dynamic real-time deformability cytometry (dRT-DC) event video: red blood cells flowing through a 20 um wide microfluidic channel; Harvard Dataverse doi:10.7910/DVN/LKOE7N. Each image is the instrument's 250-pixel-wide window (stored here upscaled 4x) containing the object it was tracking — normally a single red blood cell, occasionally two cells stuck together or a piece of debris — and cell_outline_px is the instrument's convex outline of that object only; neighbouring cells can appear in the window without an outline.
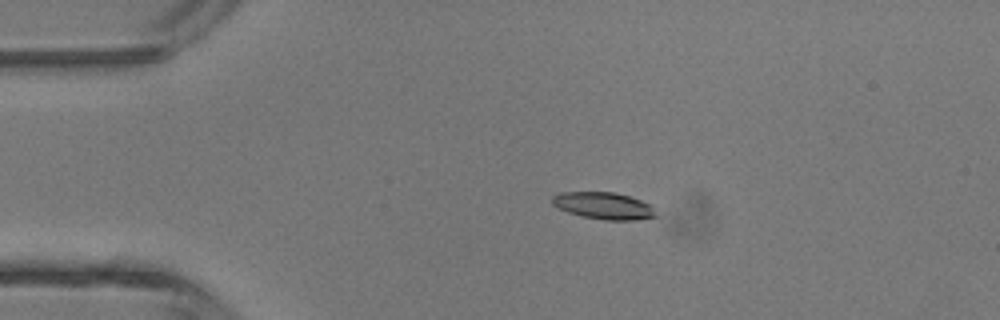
{"species": "common noctule bat (a hibernating species)", "species_latin": "Nyctalus noctula", "temperature_condition": "room temperature", "stored_images_in_passage": 3, "camera_frame_rate_fps": 3000, "um_per_image_px": 0.085, "animal": {"sex": "male", "body_mass_g": 13.3}, "frame": {"image": 1, "passage_image": 2, "time_ms": 1.333, "image_size_px": [1000, 320], "cell_outline_px": [[656, 216], [636, 220], [604, 220], [584, 216], [568, 212], [552, 204], [552, 196], [560, 192], [612, 192], [628, 196], [652, 204]], "centroid_in_image_um": [51.32, 17.48], "position_along_channel_um": 33.7, "area_um2": 16.13}}